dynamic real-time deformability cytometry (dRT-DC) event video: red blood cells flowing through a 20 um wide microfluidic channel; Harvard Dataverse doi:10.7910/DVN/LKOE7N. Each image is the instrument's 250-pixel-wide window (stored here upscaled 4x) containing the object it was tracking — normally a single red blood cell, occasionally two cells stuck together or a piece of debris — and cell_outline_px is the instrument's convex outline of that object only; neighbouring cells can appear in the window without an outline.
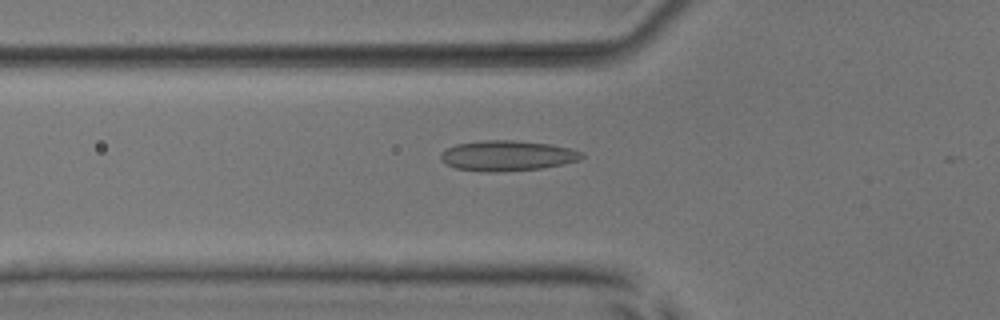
{"species": "common noctule bat (a hibernating species)", "species_latin": "Nyctalus noctula", "temperature_condition": "room temperature", "stored_images_in_passage": 12, "camera_frame_rate_fps": 3000, "um_per_image_px": 0.085, "animal": {"sex": "male", "body_mass_g": 17.9, "forearm_length_mm": 54.2}, "frame": {"image": 1, "passage_image": 7, "time_ms": 2.0, "image_size_px": [1000, 320], "cell_outline_px": [[584, 156], [580, 160], [540, 168], [496, 172], [484, 172], [456, 168], [440, 160], [440, 152], [456, 144], [484, 140], [516, 140], [552, 144], [572, 148], [584, 152]], "centroid_in_image_um": [43.13, 13.22], "position_along_channel_um": 82.7, "area_um2": 25.03}}
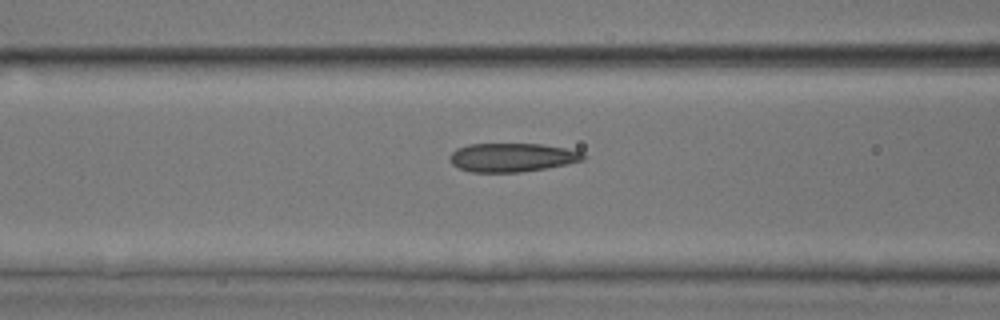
{"frame": {"image": 2, "passage_image": 10, "time_ms": 3.0, "image_size_px": [1000, 320], "cell_outline_px": [[584, 160], [568, 164], [548, 168], [520, 172], [472, 172], [460, 168], [452, 164], [448, 156], [456, 148], [468, 144], [540, 144], [564, 148], [580, 152], [584, 156]], "centroid_in_image_um": [43.49, 13.38], "position_along_channel_um": 123.1, "area_um2": 22.25}}